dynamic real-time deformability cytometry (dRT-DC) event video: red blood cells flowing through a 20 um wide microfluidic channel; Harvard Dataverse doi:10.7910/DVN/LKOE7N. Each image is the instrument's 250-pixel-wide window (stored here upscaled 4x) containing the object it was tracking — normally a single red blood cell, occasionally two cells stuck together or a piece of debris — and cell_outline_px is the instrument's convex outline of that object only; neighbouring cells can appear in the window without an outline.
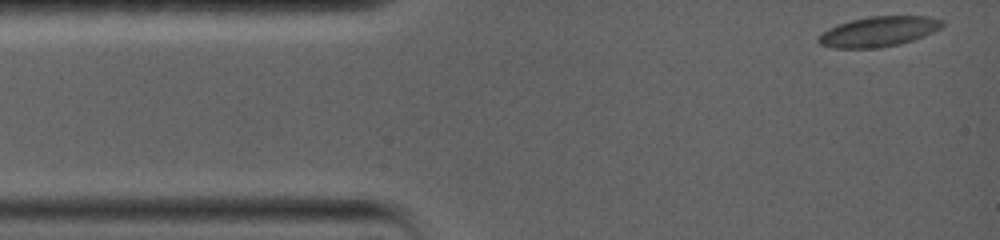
{"species": "common noctule bat (a hibernating species)", "species_latin": "Nyctalus noctula", "temperature_condition": "warm", "stored_images_in_passage": 14, "camera_frame_rate_fps": 5000, "um_per_image_px": 0.085, "animal": {"sex": "female", "body_mass_g": 19.0, "forearm_length_mm": 56.7}, "frame": {"image": 1, "passage_image": 1, "time_ms": 0.0, "image_size_px": [1000, 240], "cell_outline_px": [[944, 24], [940, 28], [924, 36], [900, 44], [880, 48], [832, 48], [820, 44], [816, 40], [816, 36], [820, 32], [828, 28], [852, 20], [868, 16], [928, 16], [944, 20]], "centroid_in_image_um": [74.65, 2.69], "position_along_channel_um": 10.4, "area_um2": 21.91}}
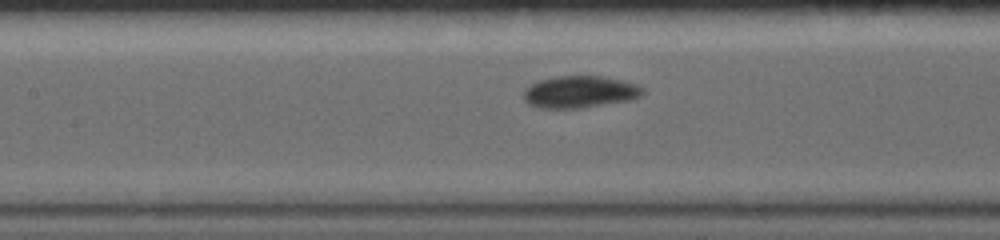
{"frame": {"image": 2, "passage_image": 7, "time_ms": 6.0, "image_size_px": [1000, 240], "cell_outline_px": [[644, 92], [640, 96], [628, 100], [584, 108], [540, 108], [528, 104], [524, 100], [524, 88], [540, 80], [556, 76], [600, 76], [624, 80], [636, 84], [644, 88]], "centroid_in_image_um": [49.28, 7.81], "position_along_channel_um": 158.1, "area_um2": 22.25}}
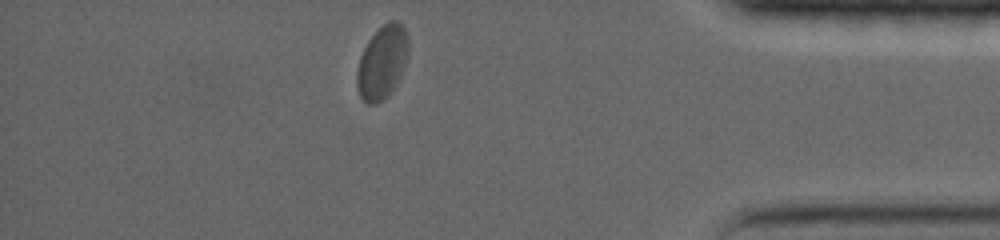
{"frame": {"image": 3, "passage_image": 14, "time_ms": 13.8, "image_size_px": [1000, 240], "cell_outline_px": [[408, 52], [400, 76], [396, 84], [376, 104], [368, 104], [360, 96], [356, 84], [356, 72], [360, 56], [368, 40], [388, 20], [400, 20], [404, 24], [408, 36]], "centroid_in_image_um": [32.48, 5.23], "position_along_channel_um": 402.7, "area_um2": 21.79}, "authors_computed_cell_mechanics": {"area_um2": 21.7328, "velocity_mm_per_s": 3.5619, "shape_relaxation_time_tau1_ms": 3.9631, "shape_relaxation_time_tau2_ms": null, "deformation_change_tau1": 0.1078, "deformation_change_tau2": null}}